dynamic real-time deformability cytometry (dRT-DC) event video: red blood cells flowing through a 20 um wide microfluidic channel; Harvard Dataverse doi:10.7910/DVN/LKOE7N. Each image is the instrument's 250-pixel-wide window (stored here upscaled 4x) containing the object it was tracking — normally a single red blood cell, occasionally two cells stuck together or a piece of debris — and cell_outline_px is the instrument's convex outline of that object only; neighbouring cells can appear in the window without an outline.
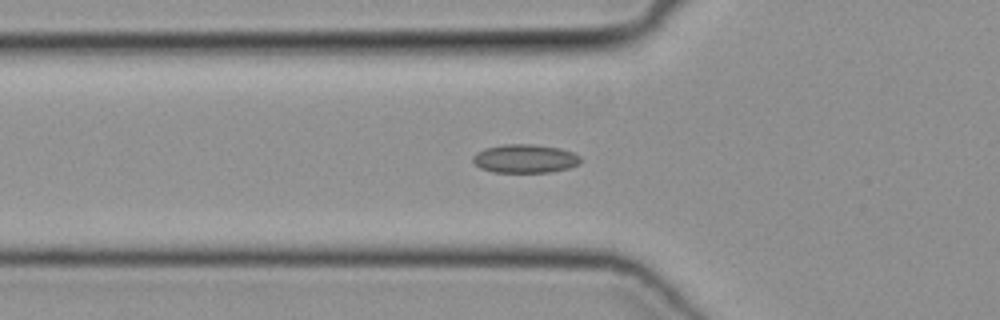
{"species": "common noctule bat (a hibernating species)", "species_latin": "Nyctalus noctula", "temperature_condition": "cold", "stored_images_in_passage": 36, "camera_frame_rate_fps": 3000, "um_per_image_px": 0.085, "animal": {"sex": "female", "body_mass_g": 19.3, "forearm_length_mm": 54.1}, "frame": {"image": 1, "passage_image": 4, "time_ms": 1.0, "image_size_px": [1000, 320], "cell_outline_px": [[580, 164], [568, 168], [552, 172], [492, 172], [480, 168], [472, 160], [472, 156], [476, 152], [484, 148], [508, 144], [532, 144], [560, 148], [572, 152], [580, 156]], "centroid_in_image_um": [44.61, 13.48], "position_along_channel_um": 81.2, "area_um2": 17.98}}
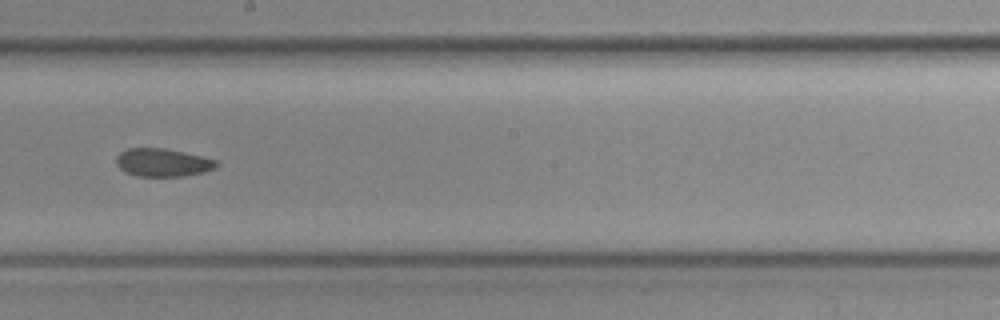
{"frame": {"image": 2, "passage_image": 15, "time_ms": 4.667, "image_size_px": [1000, 320], "cell_outline_px": [[220, 164], [216, 168], [204, 172], [184, 176], [136, 176], [124, 172], [116, 164], [116, 156], [120, 152], [128, 148], [164, 148], [184, 152], [216, 160]], "centroid_in_image_um": [13.82, 13.82], "position_along_channel_um": 234.4, "area_um2": 16.47}}
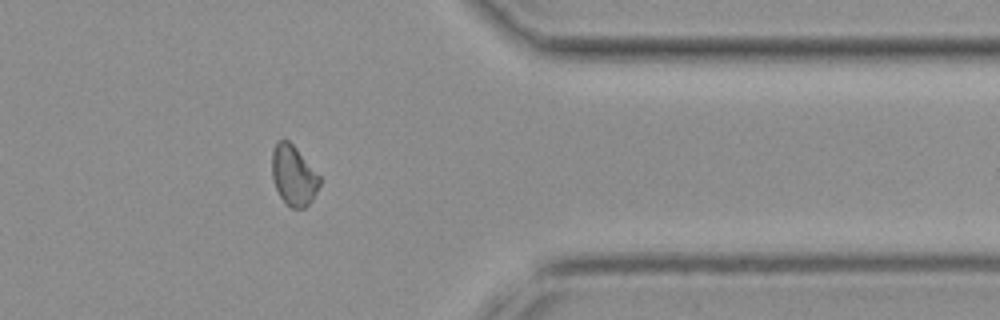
{"frame": {"image": 3, "passage_image": 27, "time_ms": 8.667, "image_size_px": [1000, 320], "cell_outline_px": [[320, 184], [312, 200], [304, 208], [292, 208], [280, 196], [276, 188], [272, 176], [272, 152], [276, 144], [280, 140], [288, 140], [296, 148], [320, 176]], "centroid_in_image_um": [24.95, 14.92], "position_along_channel_um": 386.4, "area_um2": 16.36}}